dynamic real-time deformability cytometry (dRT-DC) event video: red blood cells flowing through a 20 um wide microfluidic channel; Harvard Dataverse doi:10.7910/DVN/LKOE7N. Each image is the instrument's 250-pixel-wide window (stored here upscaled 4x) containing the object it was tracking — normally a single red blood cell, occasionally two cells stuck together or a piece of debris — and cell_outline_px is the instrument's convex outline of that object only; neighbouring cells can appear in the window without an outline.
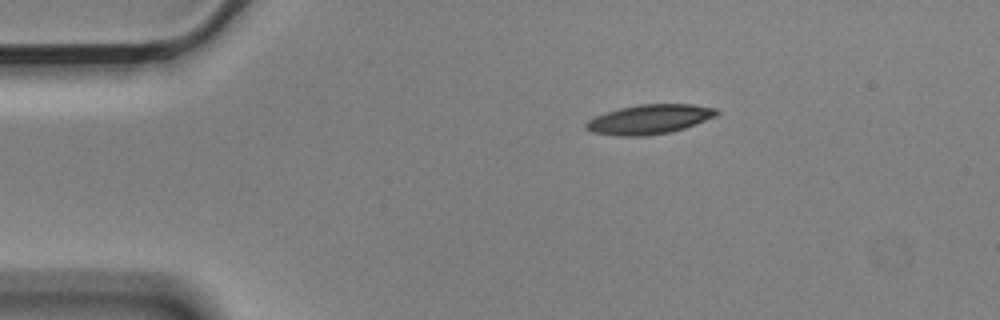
{"species": "Egyptian fruit bat (a non-hibernating species)", "species_latin": "Rousettus aegyptiacus", "temperature_condition": "cold", "stored_images_in_passage": 6, "camera_frame_rate_fps": 3000, "um_per_image_px": 0.085, "animal": {"sex": "male"}, "frame": {"image": 1, "passage_image": 1, "time_ms": 0.0, "image_size_px": [1000, 320], "cell_outline_px": [[720, 112], [716, 116], [696, 124], [684, 128], [668, 132], [644, 136], [616, 136], [592, 132], [584, 128], [584, 124], [588, 120], [596, 116], [620, 108], [640, 104], [692, 104], [716, 108]], "centroid_in_image_um": [55.2, 10.14], "position_along_channel_um": 29.8, "area_um2": 22.37}}
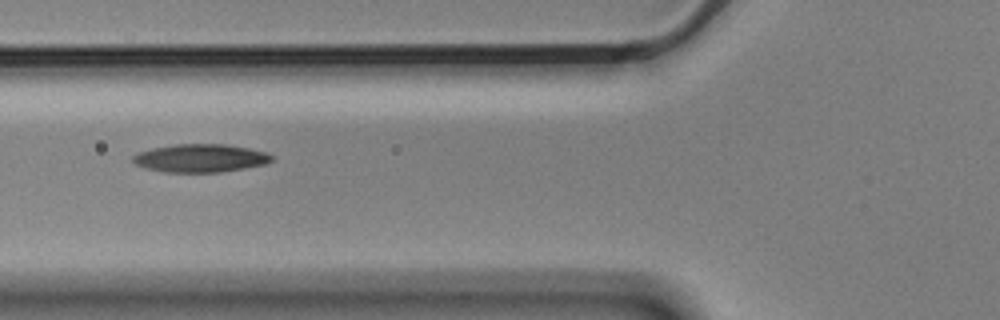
{"frame": {"image": 2, "passage_image": 4, "time_ms": 1.0, "image_size_px": [1000, 320], "cell_outline_px": [[272, 160], [268, 164], [220, 172], [164, 172], [144, 168], [136, 164], [132, 160], [132, 156], [140, 152], [152, 148], [176, 144], [228, 144], [268, 152], [272, 156]], "centroid_in_image_um": [17.05, 13.44], "position_along_channel_um": 108.7, "area_um2": 22.83}}
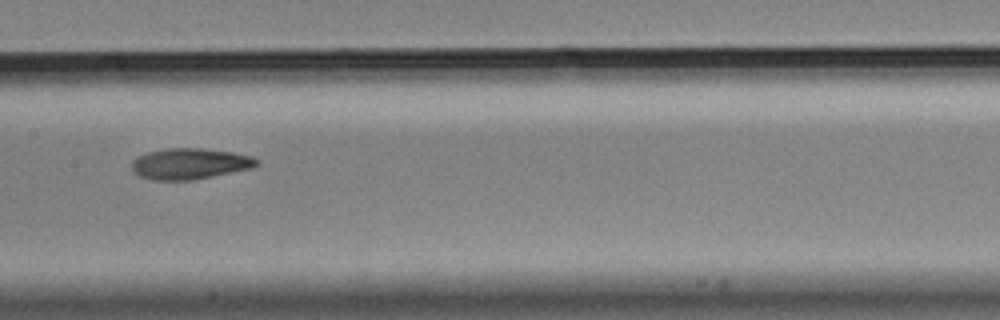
{"frame": {"image": 3, "passage_image": 6, "time_ms": 1.667, "image_size_px": [1000, 320], "cell_outline_px": [[260, 164], [252, 168], [192, 180], [152, 180], [140, 176], [132, 172], [132, 160], [148, 152], [164, 148], [200, 148], [232, 152], [252, 156], [260, 160]], "centroid_in_image_um": [16.15, 13.91], "position_along_channel_um": 191.3, "area_um2": 22.6}}